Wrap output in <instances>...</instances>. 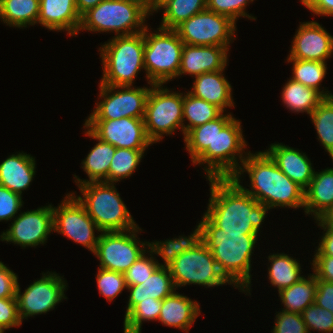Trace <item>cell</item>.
Returning a JSON list of instances; mask_svg holds the SVG:
<instances>
[{"mask_svg": "<svg viewBox=\"0 0 333 333\" xmlns=\"http://www.w3.org/2000/svg\"><path fill=\"white\" fill-rule=\"evenodd\" d=\"M206 179L211 196L204 215L225 233H258L269 208L257 202L232 177Z\"/></svg>", "mask_w": 333, "mask_h": 333, "instance_id": "cell-1", "label": "cell"}, {"mask_svg": "<svg viewBox=\"0 0 333 333\" xmlns=\"http://www.w3.org/2000/svg\"><path fill=\"white\" fill-rule=\"evenodd\" d=\"M242 167L232 177L257 202L274 207H304V189L284 174L266 152L247 153ZM249 174L252 190L240 184V175ZM242 172V173H241Z\"/></svg>", "mask_w": 333, "mask_h": 333, "instance_id": "cell-2", "label": "cell"}, {"mask_svg": "<svg viewBox=\"0 0 333 333\" xmlns=\"http://www.w3.org/2000/svg\"><path fill=\"white\" fill-rule=\"evenodd\" d=\"M200 225L202 241L219 266L220 271L234 287L250 292L251 255L258 233H225L216 227L205 215ZM246 289V291L244 290Z\"/></svg>", "mask_w": 333, "mask_h": 333, "instance_id": "cell-3", "label": "cell"}, {"mask_svg": "<svg viewBox=\"0 0 333 333\" xmlns=\"http://www.w3.org/2000/svg\"><path fill=\"white\" fill-rule=\"evenodd\" d=\"M99 48L103 63L100 84L109 86H132L144 66V33L114 36Z\"/></svg>", "mask_w": 333, "mask_h": 333, "instance_id": "cell-4", "label": "cell"}, {"mask_svg": "<svg viewBox=\"0 0 333 333\" xmlns=\"http://www.w3.org/2000/svg\"><path fill=\"white\" fill-rule=\"evenodd\" d=\"M114 184L104 181L77 184L84 197L78 196L77 199L100 232L127 231L138 227Z\"/></svg>", "mask_w": 333, "mask_h": 333, "instance_id": "cell-5", "label": "cell"}, {"mask_svg": "<svg viewBox=\"0 0 333 333\" xmlns=\"http://www.w3.org/2000/svg\"><path fill=\"white\" fill-rule=\"evenodd\" d=\"M240 121L236 120L232 114L223 113L216 118V139L215 150H205L193 164H207L204 170L208 178H229L233 177L240 166L235 154H239V160L243 157L245 140L243 138Z\"/></svg>", "mask_w": 333, "mask_h": 333, "instance_id": "cell-6", "label": "cell"}, {"mask_svg": "<svg viewBox=\"0 0 333 333\" xmlns=\"http://www.w3.org/2000/svg\"><path fill=\"white\" fill-rule=\"evenodd\" d=\"M144 33V66L148 84H165L176 78L181 64L184 43L175 29L157 28L158 32Z\"/></svg>", "mask_w": 333, "mask_h": 333, "instance_id": "cell-7", "label": "cell"}, {"mask_svg": "<svg viewBox=\"0 0 333 333\" xmlns=\"http://www.w3.org/2000/svg\"><path fill=\"white\" fill-rule=\"evenodd\" d=\"M147 17L135 4L123 0H103L81 16L79 31H115L116 37L132 35L145 30Z\"/></svg>", "mask_w": 333, "mask_h": 333, "instance_id": "cell-8", "label": "cell"}, {"mask_svg": "<svg viewBox=\"0 0 333 333\" xmlns=\"http://www.w3.org/2000/svg\"><path fill=\"white\" fill-rule=\"evenodd\" d=\"M152 86L144 115L145 131L148 139L156 143L163 138L162 134H172L180 128L184 134L183 93L170 92L162 84ZM162 86V87H161Z\"/></svg>", "mask_w": 333, "mask_h": 333, "instance_id": "cell-9", "label": "cell"}, {"mask_svg": "<svg viewBox=\"0 0 333 333\" xmlns=\"http://www.w3.org/2000/svg\"><path fill=\"white\" fill-rule=\"evenodd\" d=\"M168 269L176 288L187 284L205 287L232 284L220 271L212 252L203 241L177 256Z\"/></svg>", "mask_w": 333, "mask_h": 333, "instance_id": "cell-10", "label": "cell"}, {"mask_svg": "<svg viewBox=\"0 0 333 333\" xmlns=\"http://www.w3.org/2000/svg\"><path fill=\"white\" fill-rule=\"evenodd\" d=\"M235 25L229 17L206 9L183 21L175 30L184 44L229 49L232 37L235 39Z\"/></svg>", "mask_w": 333, "mask_h": 333, "instance_id": "cell-11", "label": "cell"}, {"mask_svg": "<svg viewBox=\"0 0 333 333\" xmlns=\"http://www.w3.org/2000/svg\"><path fill=\"white\" fill-rule=\"evenodd\" d=\"M140 229L137 227L127 231L101 232L94 252L100 260L99 268L125 273L142 254L146 253L145 246H149V242L137 240L136 232Z\"/></svg>", "mask_w": 333, "mask_h": 333, "instance_id": "cell-12", "label": "cell"}, {"mask_svg": "<svg viewBox=\"0 0 333 333\" xmlns=\"http://www.w3.org/2000/svg\"><path fill=\"white\" fill-rule=\"evenodd\" d=\"M101 102L97 103L88 119L144 118L151 87L109 86L100 84ZM119 88V90H118ZM117 89V91H115ZM121 89V90H120ZM114 92V93H113Z\"/></svg>", "mask_w": 333, "mask_h": 333, "instance_id": "cell-13", "label": "cell"}, {"mask_svg": "<svg viewBox=\"0 0 333 333\" xmlns=\"http://www.w3.org/2000/svg\"><path fill=\"white\" fill-rule=\"evenodd\" d=\"M65 198L58 208L52 206L53 231L82 244L94 253L100 237L94 235L95 229L100 231L98 226L73 193L67 194Z\"/></svg>", "mask_w": 333, "mask_h": 333, "instance_id": "cell-14", "label": "cell"}, {"mask_svg": "<svg viewBox=\"0 0 333 333\" xmlns=\"http://www.w3.org/2000/svg\"><path fill=\"white\" fill-rule=\"evenodd\" d=\"M85 128L116 148L145 150L153 144L147 137L144 118L86 119Z\"/></svg>", "mask_w": 333, "mask_h": 333, "instance_id": "cell-15", "label": "cell"}, {"mask_svg": "<svg viewBox=\"0 0 333 333\" xmlns=\"http://www.w3.org/2000/svg\"><path fill=\"white\" fill-rule=\"evenodd\" d=\"M42 274L41 279L33 282L25 292L20 294L19 283L16 287L18 314L21 319L53 310L61 300L66 299L65 281L56 273Z\"/></svg>", "mask_w": 333, "mask_h": 333, "instance_id": "cell-16", "label": "cell"}, {"mask_svg": "<svg viewBox=\"0 0 333 333\" xmlns=\"http://www.w3.org/2000/svg\"><path fill=\"white\" fill-rule=\"evenodd\" d=\"M6 232L0 235L2 241L22 247L44 244L53 230L52 205L19 214Z\"/></svg>", "mask_w": 333, "mask_h": 333, "instance_id": "cell-17", "label": "cell"}, {"mask_svg": "<svg viewBox=\"0 0 333 333\" xmlns=\"http://www.w3.org/2000/svg\"><path fill=\"white\" fill-rule=\"evenodd\" d=\"M287 59L325 62L333 53V36L315 22L300 24Z\"/></svg>", "mask_w": 333, "mask_h": 333, "instance_id": "cell-18", "label": "cell"}, {"mask_svg": "<svg viewBox=\"0 0 333 333\" xmlns=\"http://www.w3.org/2000/svg\"><path fill=\"white\" fill-rule=\"evenodd\" d=\"M226 47L184 44L178 77L182 74L199 76L206 72L224 70L227 64Z\"/></svg>", "mask_w": 333, "mask_h": 333, "instance_id": "cell-19", "label": "cell"}, {"mask_svg": "<svg viewBox=\"0 0 333 333\" xmlns=\"http://www.w3.org/2000/svg\"><path fill=\"white\" fill-rule=\"evenodd\" d=\"M81 16L76 8V0H39L40 23L49 30L68 31L74 36L79 31Z\"/></svg>", "mask_w": 333, "mask_h": 333, "instance_id": "cell-20", "label": "cell"}, {"mask_svg": "<svg viewBox=\"0 0 333 333\" xmlns=\"http://www.w3.org/2000/svg\"><path fill=\"white\" fill-rule=\"evenodd\" d=\"M265 152L293 182L304 190L309 186L315 171L305 153L282 143L270 145V148Z\"/></svg>", "mask_w": 333, "mask_h": 333, "instance_id": "cell-21", "label": "cell"}, {"mask_svg": "<svg viewBox=\"0 0 333 333\" xmlns=\"http://www.w3.org/2000/svg\"><path fill=\"white\" fill-rule=\"evenodd\" d=\"M304 210L314 219L327 218L333 212V168L314 172L309 186L304 190Z\"/></svg>", "mask_w": 333, "mask_h": 333, "instance_id": "cell-22", "label": "cell"}, {"mask_svg": "<svg viewBox=\"0 0 333 333\" xmlns=\"http://www.w3.org/2000/svg\"><path fill=\"white\" fill-rule=\"evenodd\" d=\"M35 158L26 153L10 155L0 164V185L22 196L35 175Z\"/></svg>", "mask_w": 333, "mask_h": 333, "instance_id": "cell-23", "label": "cell"}, {"mask_svg": "<svg viewBox=\"0 0 333 333\" xmlns=\"http://www.w3.org/2000/svg\"><path fill=\"white\" fill-rule=\"evenodd\" d=\"M224 70L206 72L195 77L192 91L193 96L216 105L223 112L227 107H234L232 87L223 76Z\"/></svg>", "mask_w": 333, "mask_h": 333, "instance_id": "cell-24", "label": "cell"}, {"mask_svg": "<svg viewBox=\"0 0 333 333\" xmlns=\"http://www.w3.org/2000/svg\"><path fill=\"white\" fill-rule=\"evenodd\" d=\"M199 303L174 292L162 300L159 321L169 327L186 330L192 326L200 314Z\"/></svg>", "mask_w": 333, "mask_h": 333, "instance_id": "cell-25", "label": "cell"}, {"mask_svg": "<svg viewBox=\"0 0 333 333\" xmlns=\"http://www.w3.org/2000/svg\"><path fill=\"white\" fill-rule=\"evenodd\" d=\"M130 291L126 314L139 302L147 298L163 300L176 290L168 267L159 266L149 278L141 281V284L128 286Z\"/></svg>", "mask_w": 333, "mask_h": 333, "instance_id": "cell-26", "label": "cell"}, {"mask_svg": "<svg viewBox=\"0 0 333 333\" xmlns=\"http://www.w3.org/2000/svg\"><path fill=\"white\" fill-rule=\"evenodd\" d=\"M86 136L98 140V143L91 149L87 157L83 160L82 168L89 177V181L81 180L76 175L75 182L83 184L85 182H108V173L112 157L115 154L116 147L97 138L89 129Z\"/></svg>", "mask_w": 333, "mask_h": 333, "instance_id": "cell-27", "label": "cell"}, {"mask_svg": "<svg viewBox=\"0 0 333 333\" xmlns=\"http://www.w3.org/2000/svg\"><path fill=\"white\" fill-rule=\"evenodd\" d=\"M317 291V278L310 274L308 279L303 277L295 284L279 292L280 299L284 304L283 311L301 314L304 309L315 303Z\"/></svg>", "mask_w": 333, "mask_h": 333, "instance_id": "cell-28", "label": "cell"}, {"mask_svg": "<svg viewBox=\"0 0 333 333\" xmlns=\"http://www.w3.org/2000/svg\"><path fill=\"white\" fill-rule=\"evenodd\" d=\"M282 100L286 107L294 112H307L309 116L313 110L325 99L316 89L304 86L295 80H288L282 90Z\"/></svg>", "mask_w": 333, "mask_h": 333, "instance_id": "cell-29", "label": "cell"}, {"mask_svg": "<svg viewBox=\"0 0 333 333\" xmlns=\"http://www.w3.org/2000/svg\"><path fill=\"white\" fill-rule=\"evenodd\" d=\"M39 0H3L0 18L7 25L22 28L37 23Z\"/></svg>", "mask_w": 333, "mask_h": 333, "instance_id": "cell-30", "label": "cell"}, {"mask_svg": "<svg viewBox=\"0 0 333 333\" xmlns=\"http://www.w3.org/2000/svg\"><path fill=\"white\" fill-rule=\"evenodd\" d=\"M268 260L271 262V266L268 268L269 280L274 287L278 288V292L303 278L300 275V264L293 257L280 253L268 256Z\"/></svg>", "mask_w": 333, "mask_h": 333, "instance_id": "cell-31", "label": "cell"}, {"mask_svg": "<svg viewBox=\"0 0 333 333\" xmlns=\"http://www.w3.org/2000/svg\"><path fill=\"white\" fill-rule=\"evenodd\" d=\"M163 8L161 26L165 29H175L183 21L207 9L206 0H165L157 10Z\"/></svg>", "mask_w": 333, "mask_h": 333, "instance_id": "cell-32", "label": "cell"}, {"mask_svg": "<svg viewBox=\"0 0 333 333\" xmlns=\"http://www.w3.org/2000/svg\"><path fill=\"white\" fill-rule=\"evenodd\" d=\"M224 113L219 107L197 98L189 92L183 96V121L189 124L184 126V136L193 128L218 118Z\"/></svg>", "mask_w": 333, "mask_h": 333, "instance_id": "cell-33", "label": "cell"}, {"mask_svg": "<svg viewBox=\"0 0 333 333\" xmlns=\"http://www.w3.org/2000/svg\"><path fill=\"white\" fill-rule=\"evenodd\" d=\"M202 241V228L199 223L197 228L189 237L179 236V238L168 239L166 241L149 242L148 248L151 254H158L163 258L165 264L162 266L168 267L177 256L183 252L193 249Z\"/></svg>", "mask_w": 333, "mask_h": 333, "instance_id": "cell-34", "label": "cell"}, {"mask_svg": "<svg viewBox=\"0 0 333 333\" xmlns=\"http://www.w3.org/2000/svg\"><path fill=\"white\" fill-rule=\"evenodd\" d=\"M288 63L293 62L292 80L300 82L304 86L314 88L319 91L325 98H330L329 91H320V84L326 75V63L311 60L287 59Z\"/></svg>", "mask_w": 333, "mask_h": 333, "instance_id": "cell-35", "label": "cell"}, {"mask_svg": "<svg viewBox=\"0 0 333 333\" xmlns=\"http://www.w3.org/2000/svg\"><path fill=\"white\" fill-rule=\"evenodd\" d=\"M318 139L333 160V99L325 98L310 115Z\"/></svg>", "mask_w": 333, "mask_h": 333, "instance_id": "cell-36", "label": "cell"}, {"mask_svg": "<svg viewBox=\"0 0 333 333\" xmlns=\"http://www.w3.org/2000/svg\"><path fill=\"white\" fill-rule=\"evenodd\" d=\"M216 119L191 129L184 142L194 162L205 150H215Z\"/></svg>", "mask_w": 333, "mask_h": 333, "instance_id": "cell-37", "label": "cell"}, {"mask_svg": "<svg viewBox=\"0 0 333 333\" xmlns=\"http://www.w3.org/2000/svg\"><path fill=\"white\" fill-rule=\"evenodd\" d=\"M144 151L116 148L109 168L108 182H118L121 179L131 176L140 164L142 156H144Z\"/></svg>", "mask_w": 333, "mask_h": 333, "instance_id": "cell-38", "label": "cell"}, {"mask_svg": "<svg viewBox=\"0 0 333 333\" xmlns=\"http://www.w3.org/2000/svg\"><path fill=\"white\" fill-rule=\"evenodd\" d=\"M162 300L147 298L137 303L124 319V333H141L142 321L158 320Z\"/></svg>", "mask_w": 333, "mask_h": 333, "instance_id": "cell-39", "label": "cell"}, {"mask_svg": "<svg viewBox=\"0 0 333 333\" xmlns=\"http://www.w3.org/2000/svg\"><path fill=\"white\" fill-rule=\"evenodd\" d=\"M96 276L99 293L109 302L127 289L124 273L99 268Z\"/></svg>", "mask_w": 333, "mask_h": 333, "instance_id": "cell-40", "label": "cell"}, {"mask_svg": "<svg viewBox=\"0 0 333 333\" xmlns=\"http://www.w3.org/2000/svg\"><path fill=\"white\" fill-rule=\"evenodd\" d=\"M301 315L308 332L311 329L321 331V333H331L333 331V313L316 303L306 307Z\"/></svg>", "mask_w": 333, "mask_h": 333, "instance_id": "cell-41", "label": "cell"}, {"mask_svg": "<svg viewBox=\"0 0 333 333\" xmlns=\"http://www.w3.org/2000/svg\"><path fill=\"white\" fill-rule=\"evenodd\" d=\"M150 258L142 254L124 273L126 286L141 284L146 278L162 264L154 261V257L150 254Z\"/></svg>", "mask_w": 333, "mask_h": 333, "instance_id": "cell-42", "label": "cell"}, {"mask_svg": "<svg viewBox=\"0 0 333 333\" xmlns=\"http://www.w3.org/2000/svg\"><path fill=\"white\" fill-rule=\"evenodd\" d=\"M253 0H206L207 10L229 17L232 21L236 22L237 18L247 17L255 20L245 12L247 3Z\"/></svg>", "mask_w": 333, "mask_h": 333, "instance_id": "cell-43", "label": "cell"}, {"mask_svg": "<svg viewBox=\"0 0 333 333\" xmlns=\"http://www.w3.org/2000/svg\"><path fill=\"white\" fill-rule=\"evenodd\" d=\"M275 321L272 333H309L299 313L282 310L276 315Z\"/></svg>", "mask_w": 333, "mask_h": 333, "instance_id": "cell-44", "label": "cell"}, {"mask_svg": "<svg viewBox=\"0 0 333 333\" xmlns=\"http://www.w3.org/2000/svg\"><path fill=\"white\" fill-rule=\"evenodd\" d=\"M21 195L0 185V221L11 220L22 207Z\"/></svg>", "mask_w": 333, "mask_h": 333, "instance_id": "cell-45", "label": "cell"}, {"mask_svg": "<svg viewBox=\"0 0 333 333\" xmlns=\"http://www.w3.org/2000/svg\"><path fill=\"white\" fill-rule=\"evenodd\" d=\"M21 324L16 297L0 298V326L6 330Z\"/></svg>", "mask_w": 333, "mask_h": 333, "instance_id": "cell-46", "label": "cell"}, {"mask_svg": "<svg viewBox=\"0 0 333 333\" xmlns=\"http://www.w3.org/2000/svg\"><path fill=\"white\" fill-rule=\"evenodd\" d=\"M17 275L0 261V298L15 297Z\"/></svg>", "mask_w": 333, "mask_h": 333, "instance_id": "cell-47", "label": "cell"}, {"mask_svg": "<svg viewBox=\"0 0 333 333\" xmlns=\"http://www.w3.org/2000/svg\"><path fill=\"white\" fill-rule=\"evenodd\" d=\"M313 274L317 280L333 282V257L327 255H314Z\"/></svg>", "mask_w": 333, "mask_h": 333, "instance_id": "cell-48", "label": "cell"}, {"mask_svg": "<svg viewBox=\"0 0 333 333\" xmlns=\"http://www.w3.org/2000/svg\"><path fill=\"white\" fill-rule=\"evenodd\" d=\"M318 225L323 227L324 235L319 243L315 255H327L333 257V224L327 218L317 219Z\"/></svg>", "mask_w": 333, "mask_h": 333, "instance_id": "cell-49", "label": "cell"}, {"mask_svg": "<svg viewBox=\"0 0 333 333\" xmlns=\"http://www.w3.org/2000/svg\"><path fill=\"white\" fill-rule=\"evenodd\" d=\"M315 303L333 313V282L317 280Z\"/></svg>", "mask_w": 333, "mask_h": 333, "instance_id": "cell-50", "label": "cell"}, {"mask_svg": "<svg viewBox=\"0 0 333 333\" xmlns=\"http://www.w3.org/2000/svg\"><path fill=\"white\" fill-rule=\"evenodd\" d=\"M316 15L333 16V0H300Z\"/></svg>", "mask_w": 333, "mask_h": 333, "instance_id": "cell-51", "label": "cell"}, {"mask_svg": "<svg viewBox=\"0 0 333 333\" xmlns=\"http://www.w3.org/2000/svg\"><path fill=\"white\" fill-rule=\"evenodd\" d=\"M132 3L141 8L147 15H152L151 12L157 11V0H123Z\"/></svg>", "mask_w": 333, "mask_h": 333, "instance_id": "cell-52", "label": "cell"}, {"mask_svg": "<svg viewBox=\"0 0 333 333\" xmlns=\"http://www.w3.org/2000/svg\"><path fill=\"white\" fill-rule=\"evenodd\" d=\"M103 0H76V8L82 16L88 10L96 7Z\"/></svg>", "mask_w": 333, "mask_h": 333, "instance_id": "cell-53", "label": "cell"}, {"mask_svg": "<svg viewBox=\"0 0 333 333\" xmlns=\"http://www.w3.org/2000/svg\"><path fill=\"white\" fill-rule=\"evenodd\" d=\"M327 219L333 224V212L327 217Z\"/></svg>", "mask_w": 333, "mask_h": 333, "instance_id": "cell-54", "label": "cell"}, {"mask_svg": "<svg viewBox=\"0 0 333 333\" xmlns=\"http://www.w3.org/2000/svg\"><path fill=\"white\" fill-rule=\"evenodd\" d=\"M165 0H157V8L164 2Z\"/></svg>", "mask_w": 333, "mask_h": 333, "instance_id": "cell-55", "label": "cell"}, {"mask_svg": "<svg viewBox=\"0 0 333 333\" xmlns=\"http://www.w3.org/2000/svg\"><path fill=\"white\" fill-rule=\"evenodd\" d=\"M0 333H4V329L0 326Z\"/></svg>", "mask_w": 333, "mask_h": 333, "instance_id": "cell-56", "label": "cell"}]
</instances>
